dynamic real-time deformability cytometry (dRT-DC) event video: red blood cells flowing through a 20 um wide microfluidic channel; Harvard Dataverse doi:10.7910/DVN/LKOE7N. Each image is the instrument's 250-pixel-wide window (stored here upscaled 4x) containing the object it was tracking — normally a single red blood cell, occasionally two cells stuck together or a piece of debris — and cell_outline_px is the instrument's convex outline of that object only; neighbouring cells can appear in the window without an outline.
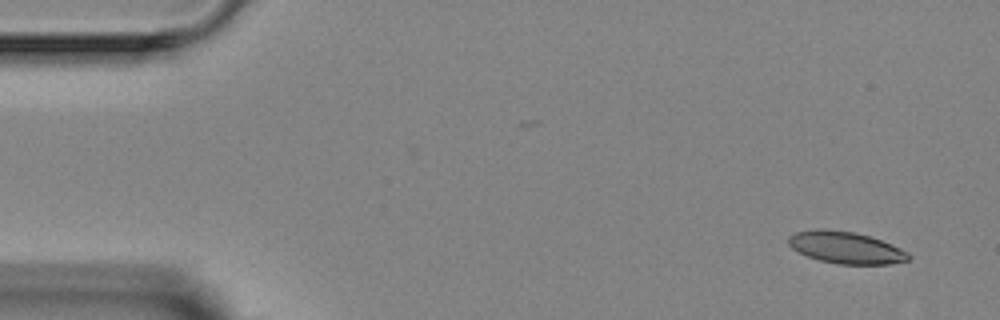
{"species": "Egyptian fruit bat (a non-hibernating species)", "species_latin": "Rousettus aegyptiacus", "temperature_condition": "room temperature", "stored_images_in_passage": 2, "camera_frame_rate_fps": 3000, "um_per_image_px": 0.085, "animal": {"sex": "female"}, "frame": {"image": 1, "passage_image": 2, "time_ms": 1.333, "image_size_px": [1000, 320], "cell_outline_px": [[912, 256], [908, 260], [888, 264], [836, 264], [820, 260], [808, 256], [792, 248], [788, 244], [788, 236], [796, 232], [816, 228], [824, 228], [852, 232], [868, 236], [892, 244], [908, 252]], "centroid_in_image_um": [71.88, 21.04], "position_along_channel_um": 13.1, "area_um2": 22.25}}